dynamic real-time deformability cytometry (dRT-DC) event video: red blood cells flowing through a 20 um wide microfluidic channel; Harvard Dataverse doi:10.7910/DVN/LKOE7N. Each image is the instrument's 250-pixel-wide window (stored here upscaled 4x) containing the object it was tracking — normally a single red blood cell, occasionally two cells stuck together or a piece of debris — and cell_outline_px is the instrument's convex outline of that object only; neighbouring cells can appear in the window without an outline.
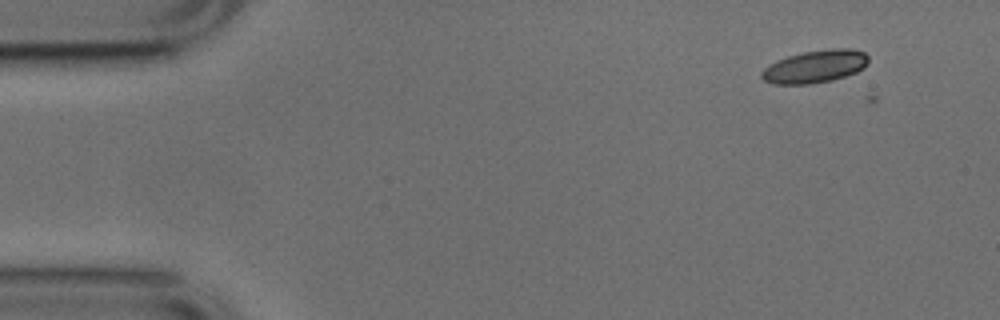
{"species": "common noctule bat (a hibernating species)", "species_latin": "Nyctalus noctula", "temperature_condition": "cold", "stored_images_in_passage": 5, "camera_frame_rate_fps": 3000, "um_per_image_px": 0.085, "animal": {"sex": "male", "body_mass_g": 17.9, "forearm_length_mm": 54.2}, "frame": {"image": 1, "passage_image": 2, "time_ms": 0.333, "image_size_px": [1000, 320], "cell_outline_px": [[868, 60], [864, 68], [856, 72], [832, 80], [812, 84], [772, 84], [764, 80], [760, 76], [760, 72], [768, 64], [776, 60], [788, 56], [804, 52], [836, 48], [852, 48], [864, 52], [868, 56]], "centroid_in_image_um": [69.25, 5.66], "position_along_channel_um": 15.7, "area_um2": 20.4}}
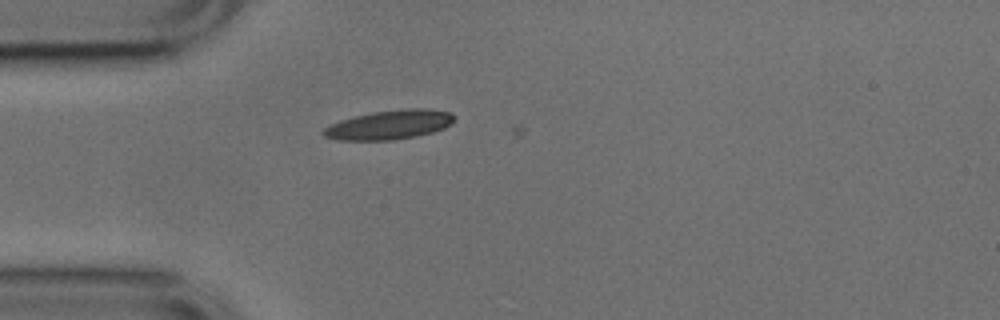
{"frame": {"image": 2, "passage_image": 5, "time_ms": 1.333, "image_size_px": [1000, 320], "cell_outline_px": [[456, 116], [444, 128], [432, 132], [416, 136], [392, 140], [340, 140], [324, 136], [320, 132], [328, 124], [340, 120], [372, 112], [408, 108], [428, 108], [452, 112]], "centroid_in_image_um": [33.08, 10.6], "position_along_channel_um": 51.9, "area_um2": 22.31}}